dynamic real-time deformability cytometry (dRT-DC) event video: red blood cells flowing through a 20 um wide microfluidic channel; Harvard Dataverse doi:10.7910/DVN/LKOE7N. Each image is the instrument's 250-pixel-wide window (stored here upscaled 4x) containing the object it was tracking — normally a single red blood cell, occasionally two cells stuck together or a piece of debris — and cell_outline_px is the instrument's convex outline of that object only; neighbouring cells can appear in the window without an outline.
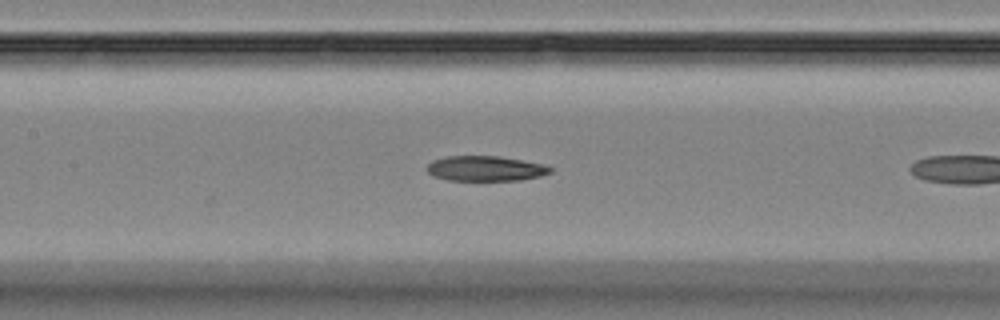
{"species": "Egyptian fruit bat (a non-hibernating species)", "species_latin": "Rousettus aegyptiacus", "temperature_condition": "room temperature", "stored_images_in_passage": 8, "camera_frame_rate_fps": 3000, "um_per_image_px": 0.085, "animal": {"sex": "female"}, "frame": {"image": 1, "passage_image": 6, "time_ms": 5.667, "image_size_px": [1000, 320], "cell_outline_px": [[552, 172], [540, 176], [520, 180], [448, 180], [432, 176], [428, 172], [428, 164], [432, 160], [444, 156], [500, 156], [544, 164], [552, 168]], "centroid_in_image_um": [41.26, 14.32], "position_along_channel_um": 166.1, "area_um2": 18.09}}